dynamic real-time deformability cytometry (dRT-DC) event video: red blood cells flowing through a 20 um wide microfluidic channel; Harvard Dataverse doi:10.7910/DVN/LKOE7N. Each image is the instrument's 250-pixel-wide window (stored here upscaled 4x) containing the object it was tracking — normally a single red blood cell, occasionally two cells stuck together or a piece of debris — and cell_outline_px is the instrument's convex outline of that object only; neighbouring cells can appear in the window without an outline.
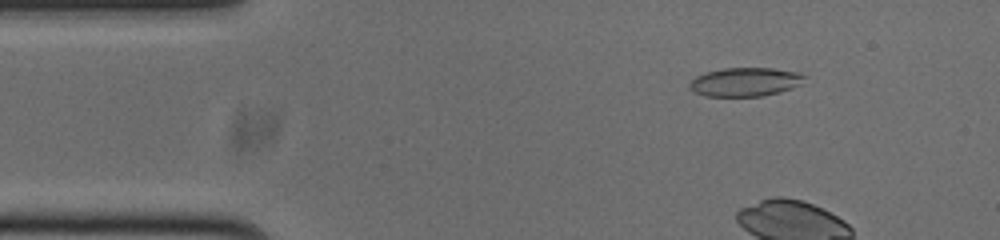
{"species": "common noctule bat (a hibernating species)", "species_latin": "Nyctalus noctula", "temperature_condition": "cold", "stored_images_in_passage": 11, "camera_frame_rate_fps": 3000, "um_per_image_px": 0.085, "animal": {"sex": "male", "body_mass_g": 20.0, "forearm_length_mm": 53.3}, "frame": {"image": 1, "passage_image": 7, "time_ms": 2.0, "image_size_px": [1000, 240], "cell_outline_px": [[808, 76], [800, 84], [792, 88], [780, 92], [764, 96], [704, 96], [692, 92], [688, 88], [688, 84], [696, 76], [704, 72], [724, 68], [772, 68], [800, 72]], "centroid_in_image_um": [63.33, 6.96], "position_along_channel_um": 21.7, "area_um2": 19.59}}